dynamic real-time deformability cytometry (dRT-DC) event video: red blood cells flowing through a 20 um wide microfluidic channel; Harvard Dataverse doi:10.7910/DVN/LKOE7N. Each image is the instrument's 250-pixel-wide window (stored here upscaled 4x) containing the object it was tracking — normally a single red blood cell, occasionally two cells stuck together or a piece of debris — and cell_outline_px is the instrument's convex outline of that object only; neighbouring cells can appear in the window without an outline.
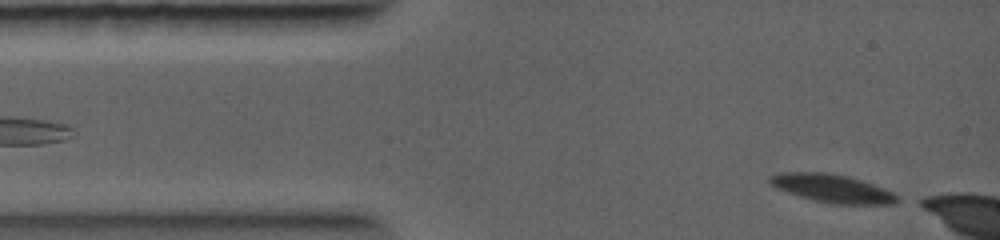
{"species": "common noctule bat (a hibernating species)", "species_latin": "Nyctalus noctula", "temperature_condition": "warm", "stored_images_in_passage": 4, "camera_frame_rate_fps": 5000, "um_per_image_px": 0.085, "animal": {"sex": "female", "body_mass_g": 19.0, "forearm_length_mm": 56.7}, "frame": {"image": 1, "passage_image": 1, "time_ms": 0.0, "image_size_px": [1000, 240], "cell_outline_px": [[904, 200], [896, 204], [828, 204], [800, 196], [776, 188], [768, 184], [768, 176], [780, 172], [824, 172], [848, 176], [872, 184], [892, 192]], "centroid_in_image_um": [70.73, 16.02], "position_along_channel_um": 14.3, "area_um2": 21.1}}